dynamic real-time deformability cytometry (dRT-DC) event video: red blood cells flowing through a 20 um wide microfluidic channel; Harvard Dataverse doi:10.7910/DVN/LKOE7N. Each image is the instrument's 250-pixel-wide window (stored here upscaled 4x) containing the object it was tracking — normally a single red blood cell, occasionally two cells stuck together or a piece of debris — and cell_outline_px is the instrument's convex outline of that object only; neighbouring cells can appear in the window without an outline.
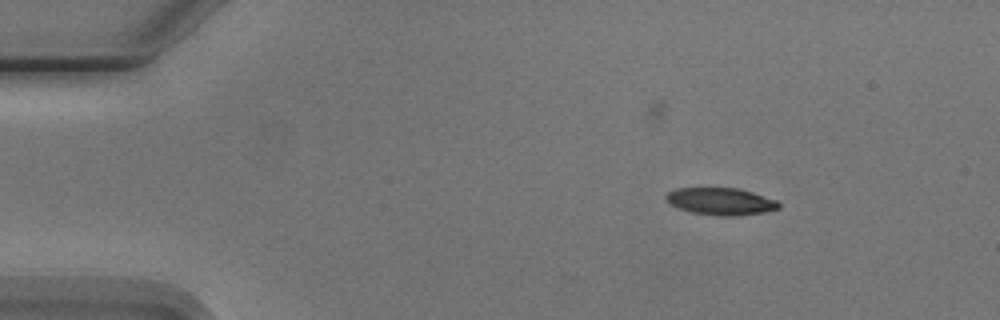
{"species": "Egyptian fruit bat (a non-hibernating species)", "species_latin": "Rousettus aegyptiacus", "temperature_condition": "cold", "stored_images_in_passage": 5, "camera_frame_rate_fps": 3000, "um_per_image_px": 0.085, "animal": {"sex": "male"}, "frame": {"image": 1, "passage_image": 2, "time_ms": 1.0, "image_size_px": [1000, 320], "cell_outline_px": [[780, 208], [764, 212], [732, 216], [720, 216], [692, 212], [680, 208], [672, 204], [664, 196], [668, 192], [676, 188], [740, 188], [776, 200], [780, 204]], "centroid_in_image_um": [61.28, 17.11], "position_along_channel_um": 23.7, "area_um2": 17.63}}
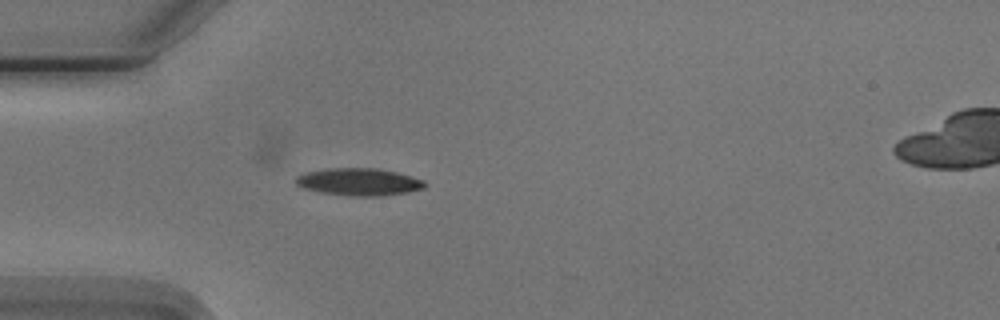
{"frame": {"image": 2, "passage_image": 4, "time_ms": 3.667, "image_size_px": [1000, 320], "cell_outline_px": [[428, 184], [424, 188], [408, 192], [380, 196], [348, 196], [320, 192], [304, 188], [296, 184], [296, 176], [308, 172], [328, 168], [376, 168], [396, 172], [424, 180]], "centroid_in_image_um": [30.53, 15.46], "position_along_channel_um": 54.5, "area_um2": 20.52}}